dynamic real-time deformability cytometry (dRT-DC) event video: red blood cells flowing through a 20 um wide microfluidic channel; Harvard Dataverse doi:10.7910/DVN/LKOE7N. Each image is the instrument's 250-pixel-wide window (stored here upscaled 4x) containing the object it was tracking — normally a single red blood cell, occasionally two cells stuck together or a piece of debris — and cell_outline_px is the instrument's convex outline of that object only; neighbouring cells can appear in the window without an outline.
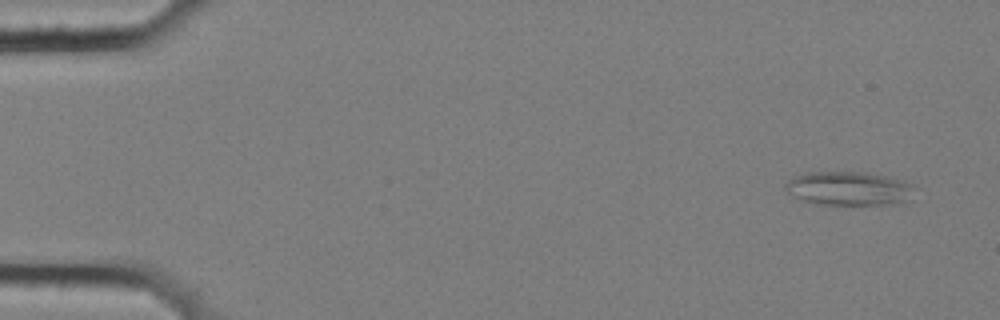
{"species": "common noctule bat (a hibernating species)", "species_latin": "Nyctalus noctula", "temperature_condition": "cold", "stored_images_in_passage": 5, "camera_frame_rate_fps": 3000, "um_per_image_px": 0.085, "animal": {"sex": "female", "body_mass_g": 25.1}, "frame": {"image": 1, "passage_image": 1, "time_ms": 0.0, "image_size_px": [1000, 320], "cell_outline_px": [[916, 188], [904, 200], [892, 204], [816, 204], [804, 200], [788, 192], [784, 188], [784, 184], [788, 180], [796, 176], [808, 172], [864, 172], [904, 180], [912, 184]], "centroid_in_image_um": [72.13, 16.0], "position_along_channel_um": 12.9, "area_um2": 25.03}}